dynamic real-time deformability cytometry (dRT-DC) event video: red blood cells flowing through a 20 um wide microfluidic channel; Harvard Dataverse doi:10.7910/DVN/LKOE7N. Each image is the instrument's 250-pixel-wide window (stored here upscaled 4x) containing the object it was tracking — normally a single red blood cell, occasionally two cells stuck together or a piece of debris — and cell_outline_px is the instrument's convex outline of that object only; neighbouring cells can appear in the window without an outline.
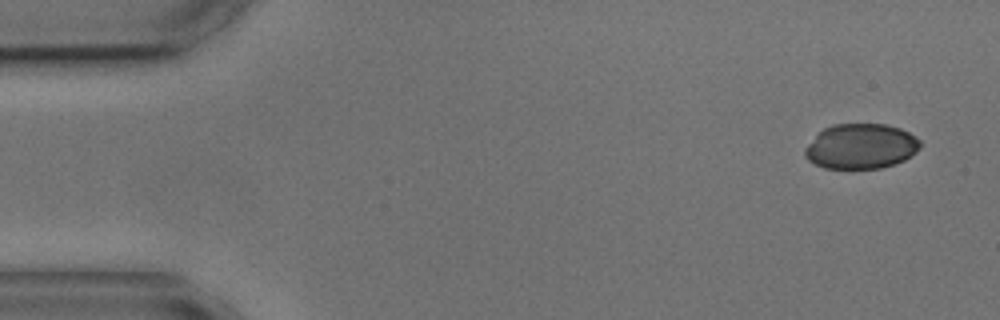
{"species": "common noctule bat (a hibernating species)", "species_latin": "Nyctalus noctula", "temperature_condition": "cold", "stored_images_in_passage": 7, "camera_frame_rate_fps": 3000, "um_per_image_px": 0.085, "animal": {"sex": "male", "body_mass_g": 17.9, "forearm_length_mm": 54.2}, "frame": {"image": 1, "passage_image": 1, "time_ms": 0.0, "image_size_px": [1000, 320], "cell_outline_px": [[920, 148], [912, 156], [904, 160], [880, 168], [824, 168], [808, 160], [804, 156], [804, 148], [824, 128], [832, 124], [884, 124], [900, 128], [916, 136], [920, 140]], "centroid_in_image_um": [73.19, 12.43], "position_along_channel_um": 11.8, "area_um2": 30.23}}